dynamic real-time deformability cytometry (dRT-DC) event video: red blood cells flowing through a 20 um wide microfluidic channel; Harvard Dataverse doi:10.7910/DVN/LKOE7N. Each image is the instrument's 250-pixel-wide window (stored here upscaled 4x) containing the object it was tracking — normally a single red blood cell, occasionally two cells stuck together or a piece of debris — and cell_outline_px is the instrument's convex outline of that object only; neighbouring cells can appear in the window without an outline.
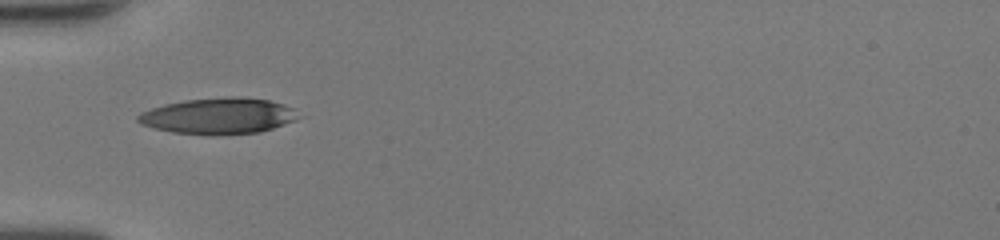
{"species": "human", "species_latin": "Homo sapiens", "temperature_condition": "room temperature", "stored_images_in_passage": 33, "camera_frame_rate_fps": 3000, "um_per_image_px": 0.085, "donor": {"sex": "female"}, "frame": {"image": 1, "passage_image": 1, "time_ms": 0.0, "image_size_px": [1000, 240], "cell_outline_px": [[304, 116], [296, 120], [260, 132], [212, 136], [208, 136], [172, 132], [156, 128], [144, 124], [136, 120], [136, 116], [140, 112], [164, 104], [184, 100], [228, 96], [240, 96], [268, 100], [284, 104], [292, 108]], "centroid_in_image_um": [18.6, 9.86], "position_along_channel_um": 66.4, "area_um2": 34.16}}
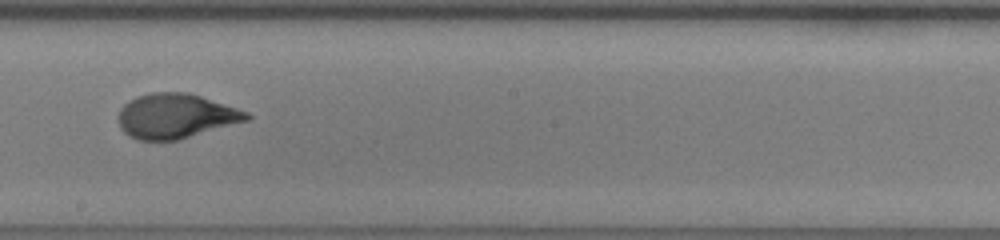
{"frame": {"image": 2, "passage_image": 13, "time_ms": 4.0, "image_size_px": [1000, 240], "cell_outline_px": [[252, 116], [248, 120], [180, 140], [136, 140], [128, 136], [120, 128], [120, 108], [128, 100], [136, 96], [152, 92], [188, 92], [248, 112]], "centroid_in_image_um": [14.92, 9.87], "position_along_channel_um": 233.3, "area_um2": 33.41}}
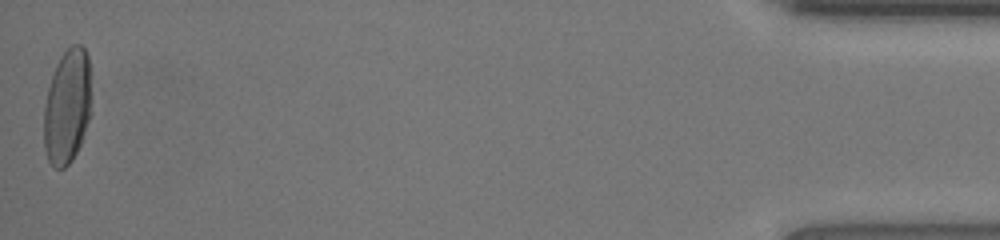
{"frame": {"image": 3, "passage_image": 33, "time_ms": 10.667, "image_size_px": [1000, 240], "cell_outline_px": [[92, 112], [80, 144], [72, 160], [64, 168], [56, 168], [48, 160], [44, 148], [44, 104], [48, 88], [56, 64], [60, 56], [72, 44], [80, 44], [84, 48], [88, 56]], "centroid_in_image_um": [5.72, 9.05], "position_along_channel_um": 429.5, "area_um2": 31.96}, "authors_computed_cell_mechanics": {"area_um2": 33.235, "velocity_mm_per_s": 4.2754, "shape_relaxation_time_tau1_ms": 4.5588, "shape_relaxation_time_tau2_ms": 0.7695, "deformation_change_tau1": 0.2378, "deformation_change_tau2": 0.0665}}